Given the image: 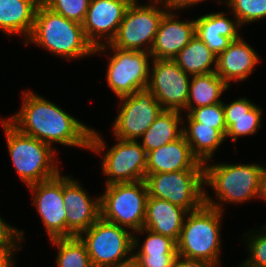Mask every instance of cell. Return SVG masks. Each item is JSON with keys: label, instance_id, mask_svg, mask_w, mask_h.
Masks as SVG:
<instances>
[{"label": "cell", "instance_id": "6da1fadb", "mask_svg": "<svg viewBox=\"0 0 266 267\" xmlns=\"http://www.w3.org/2000/svg\"><path fill=\"white\" fill-rule=\"evenodd\" d=\"M22 105L7 120L21 133L50 145L89 150L92 128L33 90L22 91Z\"/></svg>", "mask_w": 266, "mask_h": 267}, {"label": "cell", "instance_id": "7a4b0ae2", "mask_svg": "<svg viewBox=\"0 0 266 267\" xmlns=\"http://www.w3.org/2000/svg\"><path fill=\"white\" fill-rule=\"evenodd\" d=\"M210 162V164H209ZM266 166L256 163L204 164V186L215 192L214 199L204 188V204L224 212L225 204H242L259 198L261 179Z\"/></svg>", "mask_w": 266, "mask_h": 267}, {"label": "cell", "instance_id": "3957f363", "mask_svg": "<svg viewBox=\"0 0 266 267\" xmlns=\"http://www.w3.org/2000/svg\"><path fill=\"white\" fill-rule=\"evenodd\" d=\"M28 44L38 45L64 60H78L95 54L81 23L66 19L42 2L36 9L32 32L25 41V45Z\"/></svg>", "mask_w": 266, "mask_h": 267}, {"label": "cell", "instance_id": "277c9868", "mask_svg": "<svg viewBox=\"0 0 266 267\" xmlns=\"http://www.w3.org/2000/svg\"><path fill=\"white\" fill-rule=\"evenodd\" d=\"M0 121L16 174L26 186L48 180L60 172L56 148L21 133L5 117Z\"/></svg>", "mask_w": 266, "mask_h": 267}, {"label": "cell", "instance_id": "5b68a950", "mask_svg": "<svg viewBox=\"0 0 266 267\" xmlns=\"http://www.w3.org/2000/svg\"><path fill=\"white\" fill-rule=\"evenodd\" d=\"M222 219V211L206 204L188 212L177 241V254L205 260L218 267L221 264Z\"/></svg>", "mask_w": 266, "mask_h": 267}, {"label": "cell", "instance_id": "8992f818", "mask_svg": "<svg viewBox=\"0 0 266 267\" xmlns=\"http://www.w3.org/2000/svg\"><path fill=\"white\" fill-rule=\"evenodd\" d=\"M98 133L92 127L89 151L102 155L103 159L100 163L101 172L107 177L105 185L144 180L147 152L139 140L115 139V141L117 140L116 144L106 149L105 139Z\"/></svg>", "mask_w": 266, "mask_h": 267}, {"label": "cell", "instance_id": "52a82bcc", "mask_svg": "<svg viewBox=\"0 0 266 267\" xmlns=\"http://www.w3.org/2000/svg\"><path fill=\"white\" fill-rule=\"evenodd\" d=\"M100 194V217L132 232L143 228L148 191L144 180L105 185Z\"/></svg>", "mask_w": 266, "mask_h": 267}, {"label": "cell", "instance_id": "ba28073f", "mask_svg": "<svg viewBox=\"0 0 266 267\" xmlns=\"http://www.w3.org/2000/svg\"><path fill=\"white\" fill-rule=\"evenodd\" d=\"M133 0L110 45L122 50L150 52L163 15L172 7L163 2ZM162 7V8H161Z\"/></svg>", "mask_w": 266, "mask_h": 267}, {"label": "cell", "instance_id": "9c48e42d", "mask_svg": "<svg viewBox=\"0 0 266 267\" xmlns=\"http://www.w3.org/2000/svg\"><path fill=\"white\" fill-rule=\"evenodd\" d=\"M104 51L105 53L111 51V55L108 54L110 57H108L105 79L108 87L118 99L147 88L150 61H152L150 52L122 50L106 44L96 48L95 54H101Z\"/></svg>", "mask_w": 266, "mask_h": 267}, {"label": "cell", "instance_id": "30bf717a", "mask_svg": "<svg viewBox=\"0 0 266 267\" xmlns=\"http://www.w3.org/2000/svg\"><path fill=\"white\" fill-rule=\"evenodd\" d=\"M148 196L164 199L187 212L204 204V169L146 174Z\"/></svg>", "mask_w": 266, "mask_h": 267}, {"label": "cell", "instance_id": "8fae6325", "mask_svg": "<svg viewBox=\"0 0 266 267\" xmlns=\"http://www.w3.org/2000/svg\"><path fill=\"white\" fill-rule=\"evenodd\" d=\"M133 232L101 217L78 237L93 267H109L133 255Z\"/></svg>", "mask_w": 266, "mask_h": 267}, {"label": "cell", "instance_id": "7c38bea8", "mask_svg": "<svg viewBox=\"0 0 266 267\" xmlns=\"http://www.w3.org/2000/svg\"><path fill=\"white\" fill-rule=\"evenodd\" d=\"M117 100L120 109L112 122L115 139L140 140L163 110L148 88Z\"/></svg>", "mask_w": 266, "mask_h": 267}, {"label": "cell", "instance_id": "4fadbf2b", "mask_svg": "<svg viewBox=\"0 0 266 267\" xmlns=\"http://www.w3.org/2000/svg\"><path fill=\"white\" fill-rule=\"evenodd\" d=\"M191 75L174 60L152 59L147 88L163 110L182 112L186 108Z\"/></svg>", "mask_w": 266, "mask_h": 267}, {"label": "cell", "instance_id": "5bb4252c", "mask_svg": "<svg viewBox=\"0 0 266 267\" xmlns=\"http://www.w3.org/2000/svg\"><path fill=\"white\" fill-rule=\"evenodd\" d=\"M32 192V203L41 218L50 239L74 237L66 227V210L63 201V174L61 171L48 180L27 186Z\"/></svg>", "mask_w": 266, "mask_h": 267}, {"label": "cell", "instance_id": "9a60e30c", "mask_svg": "<svg viewBox=\"0 0 266 267\" xmlns=\"http://www.w3.org/2000/svg\"><path fill=\"white\" fill-rule=\"evenodd\" d=\"M132 1L90 0L82 27L86 38L95 49L110 44L115 38L126 9Z\"/></svg>", "mask_w": 266, "mask_h": 267}, {"label": "cell", "instance_id": "2e32d148", "mask_svg": "<svg viewBox=\"0 0 266 267\" xmlns=\"http://www.w3.org/2000/svg\"><path fill=\"white\" fill-rule=\"evenodd\" d=\"M71 174L63 175V201L66 210V227L78 236L100 218V196L90 197ZM94 198V199H92Z\"/></svg>", "mask_w": 266, "mask_h": 267}, {"label": "cell", "instance_id": "e0dca14e", "mask_svg": "<svg viewBox=\"0 0 266 267\" xmlns=\"http://www.w3.org/2000/svg\"><path fill=\"white\" fill-rule=\"evenodd\" d=\"M176 11L171 7L163 15L150 51L152 59L173 60L194 37L195 19L179 20Z\"/></svg>", "mask_w": 266, "mask_h": 267}, {"label": "cell", "instance_id": "ac0fdd59", "mask_svg": "<svg viewBox=\"0 0 266 267\" xmlns=\"http://www.w3.org/2000/svg\"><path fill=\"white\" fill-rule=\"evenodd\" d=\"M261 61L258 53L243 37L230 42L228 47L217 56L216 74L230 87V82L245 81L255 66Z\"/></svg>", "mask_w": 266, "mask_h": 267}, {"label": "cell", "instance_id": "d6986e66", "mask_svg": "<svg viewBox=\"0 0 266 267\" xmlns=\"http://www.w3.org/2000/svg\"><path fill=\"white\" fill-rule=\"evenodd\" d=\"M226 12H210L195 19V35L202 40L208 49L218 56L231 41L241 37L239 33L241 24L234 19L226 17Z\"/></svg>", "mask_w": 266, "mask_h": 267}, {"label": "cell", "instance_id": "ffe728a7", "mask_svg": "<svg viewBox=\"0 0 266 267\" xmlns=\"http://www.w3.org/2000/svg\"><path fill=\"white\" fill-rule=\"evenodd\" d=\"M189 169H204V164L194 156L184 135L158 149L147 152L146 174Z\"/></svg>", "mask_w": 266, "mask_h": 267}, {"label": "cell", "instance_id": "44dd1931", "mask_svg": "<svg viewBox=\"0 0 266 267\" xmlns=\"http://www.w3.org/2000/svg\"><path fill=\"white\" fill-rule=\"evenodd\" d=\"M248 98L241 97L231 101L229 104L223 102L226 138L235 142L241 136H252L258 132L262 123V109Z\"/></svg>", "mask_w": 266, "mask_h": 267}, {"label": "cell", "instance_id": "7402d4cb", "mask_svg": "<svg viewBox=\"0 0 266 267\" xmlns=\"http://www.w3.org/2000/svg\"><path fill=\"white\" fill-rule=\"evenodd\" d=\"M187 213L185 209L169 201L148 196L143 228L177 242Z\"/></svg>", "mask_w": 266, "mask_h": 267}, {"label": "cell", "instance_id": "603a6c76", "mask_svg": "<svg viewBox=\"0 0 266 267\" xmlns=\"http://www.w3.org/2000/svg\"><path fill=\"white\" fill-rule=\"evenodd\" d=\"M41 0H0V30L27 40L32 32L35 12Z\"/></svg>", "mask_w": 266, "mask_h": 267}, {"label": "cell", "instance_id": "cb8c5ba5", "mask_svg": "<svg viewBox=\"0 0 266 267\" xmlns=\"http://www.w3.org/2000/svg\"><path fill=\"white\" fill-rule=\"evenodd\" d=\"M183 116L186 117V121L183 120V135L194 156L203 164L213 160L216 150L225 141V136L218 129L197 122L190 114Z\"/></svg>", "mask_w": 266, "mask_h": 267}, {"label": "cell", "instance_id": "d4e9b609", "mask_svg": "<svg viewBox=\"0 0 266 267\" xmlns=\"http://www.w3.org/2000/svg\"><path fill=\"white\" fill-rule=\"evenodd\" d=\"M183 119L182 112L162 110L142 135L141 146L149 152L179 139L183 135Z\"/></svg>", "mask_w": 266, "mask_h": 267}, {"label": "cell", "instance_id": "484cf974", "mask_svg": "<svg viewBox=\"0 0 266 267\" xmlns=\"http://www.w3.org/2000/svg\"><path fill=\"white\" fill-rule=\"evenodd\" d=\"M230 86L216 72L192 75L186 108L183 112L189 114L193 109L223 102L220 98Z\"/></svg>", "mask_w": 266, "mask_h": 267}, {"label": "cell", "instance_id": "4316f807", "mask_svg": "<svg viewBox=\"0 0 266 267\" xmlns=\"http://www.w3.org/2000/svg\"><path fill=\"white\" fill-rule=\"evenodd\" d=\"M173 60L191 76L216 72L217 56L196 35Z\"/></svg>", "mask_w": 266, "mask_h": 267}, {"label": "cell", "instance_id": "83f0119b", "mask_svg": "<svg viewBox=\"0 0 266 267\" xmlns=\"http://www.w3.org/2000/svg\"><path fill=\"white\" fill-rule=\"evenodd\" d=\"M49 241L58 249L55 257L57 267H93L85 244L78 236Z\"/></svg>", "mask_w": 266, "mask_h": 267}, {"label": "cell", "instance_id": "f1b7e54d", "mask_svg": "<svg viewBox=\"0 0 266 267\" xmlns=\"http://www.w3.org/2000/svg\"><path fill=\"white\" fill-rule=\"evenodd\" d=\"M133 233H136L133 234V255L177 254V242L170 237L154 233L146 228ZM143 233L147 235L143 243L140 244L139 236Z\"/></svg>", "mask_w": 266, "mask_h": 267}, {"label": "cell", "instance_id": "f546056e", "mask_svg": "<svg viewBox=\"0 0 266 267\" xmlns=\"http://www.w3.org/2000/svg\"><path fill=\"white\" fill-rule=\"evenodd\" d=\"M225 4L241 26L266 19V0H226Z\"/></svg>", "mask_w": 266, "mask_h": 267}, {"label": "cell", "instance_id": "4dcf8cb0", "mask_svg": "<svg viewBox=\"0 0 266 267\" xmlns=\"http://www.w3.org/2000/svg\"><path fill=\"white\" fill-rule=\"evenodd\" d=\"M261 227L259 231L253 229L244 234L247 241L245 246L249 253L244 262L252 266L266 267V223Z\"/></svg>", "mask_w": 266, "mask_h": 267}, {"label": "cell", "instance_id": "1f68e13d", "mask_svg": "<svg viewBox=\"0 0 266 267\" xmlns=\"http://www.w3.org/2000/svg\"><path fill=\"white\" fill-rule=\"evenodd\" d=\"M41 2L66 19L83 23L90 0H41Z\"/></svg>", "mask_w": 266, "mask_h": 267}, {"label": "cell", "instance_id": "d6a6232c", "mask_svg": "<svg viewBox=\"0 0 266 267\" xmlns=\"http://www.w3.org/2000/svg\"><path fill=\"white\" fill-rule=\"evenodd\" d=\"M197 122L218 129L224 136L226 134V123L223 102L210 106H202L193 109L189 113Z\"/></svg>", "mask_w": 266, "mask_h": 267}, {"label": "cell", "instance_id": "836d02e7", "mask_svg": "<svg viewBox=\"0 0 266 267\" xmlns=\"http://www.w3.org/2000/svg\"><path fill=\"white\" fill-rule=\"evenodd\" d=\"M23 233L0 216V245H21L25 240Z\"/></svg>", "mask_w": 266, "mask_h": 267}, {"label": "cell", "instance_id": "e575fe53", "mask_svg": "<svg viewBox=\"0 0 266 267\" xmlns=\"http://www.w3.org/2000/svg\"><path fill=\"white\" fill-rule=\"evenodd\" d=\"M178 254L134 255L142 267H172Z\"/></svg>", "mask_w": 266, "mask_h": 267}, {"label": "cell", "instance_id": "d590c367", "mask_svg": "<svg viewBox=\"0 0 266 267\" xmlns=\"http://www.w3.org/2000/svg\"><path fill=\"white\" fill-rule=\"evenodd\" d=\"M23 245H0V267H15V252Z\"/></svg>", "mask_w": 266, "mask_h": 267}, {"label": "cell", "instance_id": "8d00e7d4", "mask_svg": "<svg viewBox=\"0 0 266 267\" xmlns=\"http://www.w3.org/2000/svg\"><path fill=\"white\" fill-rule=\"evenodd\" d=\"M172 267H215L208 261L201 259H190L177 255L173 261Z\"/></svg>", "mask_w": 266, "mask_h": 267}, {"label": "cell", "instance_id": "74e56055", "mask_svg": "<svg viewBox=\"0 0 266 267\" xmlns=\"http://www.w3.org/2000/svg\"><path fill=\"white\" fill-rule=\"evenodd\" d=\"M203 1L205 0H178L172 7L176 10H179V13H180L181 9H186V8L190 9V7L193 8L194 6H196L197 4ZM217 1L219 4L223 3V5H225V2H226V0H217Z\"/></svg>", "mask_w": 266, "mask_h": 267}, {"label": "cell", "instance_id": "f35d334b", "mask_svg": "<svg viewBox=\"0 0 266 267\" xmlns=\"http://www.w3.org/2000/svg\"><path fill=\"white\" fill-rule=\"evenodd\" d=\"M109 267H142V265L140 261L134 255H132L130 258L120 261Z\"/></svg>", "mask_w": 266, "mask_h": 267}, {"label": "cell", "instance_id": "ab89813d", "mask_svg": "<svg viewBox=\"0 0 266 267\" xmlns=\"http://www.w3.org/2000/svg\"><path fill=\"white\" fill-rule=\"evenodd\" d=\"M260 200H263L266 202V168L263 172L262 179H261V187H260V194L259 198Z\"/></svg>", "mask_w": 266, "mask_h": 267}, {"label": "cell", "instance_id": "60d3db41", "mask_svg": "<svg viewBox=\"0 0 266 267\" xmlns=\"http://www.w3.org/2000/svg\"><path fill=\"white\" fill-rule=\"evenodd\" d=\"M149 1L163 2V3L173 6L178 0H149Z\"/></svg>", "mask_w": 266, "mask_h": 267}, {"label": "cell", "instance_id": "b9f144b4", "mask_svg": "<svg viewBox=\"0 0 266 267\" xmlns=\"http://www.w3.org/2000/svg\"><path fill=\"white\" fill-rule=\"evenodd\" d=\"M241 264H239L238 267H257V266H252V265H249V264H246L244 261L240 262Z\"/></svg>", "mask_w": 266, "mask_h": 267}]
</instances>
